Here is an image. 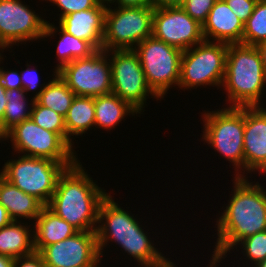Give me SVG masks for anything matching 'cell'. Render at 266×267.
<instances>
[{
	"label": "cell",
	"instance_id": "obj_1",
	"mask_svg": "<svg viewBox=\"0 0 266 267\" xmlns=\"http://www.w3.org/2000/svg\"><path fill=\"white\" fill-rule=\"evenodd\" d=\"M246 178L234 177V192L216 223L218 238L210 267H217L241 240L266 230L265 187Z\"/></svg>",
	"mask_w": 266,
	"mask_h": 267
},
{
	"label": "cell",
	"instance_id": "obj_2",
	"mask_svg": "<svg viewBox=\"0 0 266 267\" xmlns=\"http://www.w3.org/2000/svg\"><path fill=\"white\" fill-rule=\"evenodd\" d=\"M84 170L78 161L66 168L46 206L77 231H96L99 207L108 193Z\"/></svg>",
	"mask_w": 266,
	"mask_h": 267
},
{
	"label": "cell",
	"instance_id": "obj_3",
	"mask_svg": "<svg viewBox=\"0 0 266 267\" xmlns=\"http://www.w3.org/2000/svg\"><path fill=\"white\" fill-rule=\"evenodd\" d=\"M133 217L119 207L110 194L102 200L96 230L100 256H103L102 250L107 242L114 240L113 242L119 244V247L140 263V267H175L176 264L166 259L153 246L147 232L143 231V227Z\"/></svg>",
	"mask_w": 266,
	"mask_h": 267
},
{
	"label": "cell",
	"instance_id": "obj_4",
	"mask_svg": "<svg viewBox=\"0 0 266 267\" xmlns=\"http://www.w3.org/2000/svg\"><path fill=\"white\" fill-rule=\"evenodd\" d=\"M266 85V73L256 46L228 44L226 71L222 86L230 107L261 106L260 98ZM264 87V88H263Z\"/></svg>",
	"mask_w": 266,
	"mask_h": 267
},
{
	"label": "cell",
	"instance_id": "obj_5",
	"mask_svg": "<svg viewBox=\"0 0 266 267\" xmlns=\"http://www.w3.org/2000/svg\"><path fill=\"white\" fill-rule=\"evenodd\" d=\"M202 116L203 141L235 166L238 171L235 177H245L241 174L244 171V107L205 111Z\"/></svg>",
	"mask_w": 266,
	"mask_h": 267
},
{
	"label": "cell",
	"instance_id": "obj_6",
	"mask_svg": "<svg viewBox=\"0 0 266 267\" xmlns=\"http://www.w3.org/2000/svg\"><path fill=\"white\" fill-rule=\"evenodd\" d=\"M20 157L7 161L0 175L24 193L36 197L44 205H47L53 196L59 176L66 168L75 164L23 155Z\"/></svg>",
	"mask_w": 266,
	"mask_h": 267
},
{
	"label": "cell",
	"instance_id": "obj_7",
	"mask_svg": "<svg viewBox=\"0 0 266 267\" xmlns=\"http://www.w3.org/2000/svg\"><path fill=\"white\" fill-rule=\"evenodd\" d=\"M194 47L182 53L178 86L181 89L201 85L222 86L228 44L204 40Z\"/></svg>",
	"mask_w": 266,
	"mask_h": 267
},
{
	"label": "cell",
	"instance_id": "obj_8",
	"mask_svg": "<svg viewBox=\"0 0 266 267\" xmlns=\"http://www.w3.org/2000/svg\"><path fill=\"white\" fill-rule=\"evenodd\" d=\"M154 10L150 5L115 9L107 7L102 49L105 51L134 49L152 35Z\"/></svg>",
	"mask_w": 266,
	"mask_h": 267
},
{
	"label": "cell",
	"instance_id": "obj_9",
	"mask_svg": "<svg viewBox=\"0 0 266 267\" xmlns=\"http://www.w3.org/2000/svg\"><path fill=\"white\" fill-rule=\"evenodd\" d=\"M133 50L139 57L149 87L160 99L164 97L170 86H178L182 50L152 35Z\"/></svg>",
	"mask_w": 266,
	"mask_h": 267
},
{
	"label": "cell",
	"instance_id": "obj_10",
	"mask_svg": "<svg viewBox=\"0 0 266 267\" xmlns=\"http://www.w3.org/2000/svg\"><path fill=\"white\" fill-rule=\"evenodd\" d=\"M23 156L46 158L60 163H76L72 147L58 134L38 126L31 118L12 128L4 137ZM75 154V155H74Z\"/></svg>",
	"mask_w": 266,
	"mask_h": 267
},
{
	"label": "cell",
	"instance_id": "obj_11",
	"mask_svg": "<svg viewBox=\"0 0 266 267\" xmlns=\"http://www.w3.org/2000/svg\"><path fill=\"white\" fill-rule=\"evenodd\" d=\"M110 55V51L97 50L89 57L77 58L64 65L56 73L76 96L107 95L112 93L110 58L108 57Z\"/></svg>",
	"mask_w": 266,
	"mask_h": 267
},
{
	"label": "cell",
	"instance_id": "obj_12",
	"mask_svg": "<svg viewBox=\"0 0 266 267\" xmlns=\"http://www.w3.org/2000/svg\"><path fill=\"white\" fill-rule=\"evenodd\" d=\"M56 27L21 0H0V47L2 49L20 42L49 37L56 33Z\"/></svg>",
	"mask_w": 266,
	"mask_h": 267
},
{
	"label": "cell",
	"instance_id": "obj_13",
	"mask_svg": "<svg viewBox=\"0 0 266 267\" xmlns=\"http://www.w3.org/2000/svg\"><path fill=\"white\" fill-rule=\"evenodd\" d=\"M112 93L129 103L139 114L146 97H159L149 87L139 57L133 49L110 50Z\"/></svg>",
	"mask_w": 266,
	"mask_h": 267
},
{
	"label": "cell",
	"instance_id": "obj_14",
	"mask_svg": "<svg viewBox=\"0 0 266 267\" xmlns=\"http://www.w3.org/2000/svg\"><path fill=\"white\" fill-rule=\"evenodd\" d=\"M152 36L182 51L205 40L202 25L181 7L155 9Z\"/></svg>",
	"mask_w": 266,
	"mask_h": 267
},
{
	"label": "cell",
	"instance_id": "obj_15",
	"mask_svg": "<svg viewBox=\"0 0 266 267\" xmlns=\"http://www.w3.org/2000/svg\"><path fill=\"white\" fill-rule=\"evenodd\" d=\"M39 253L47 267H97L102 259L96 231H78L65 240L45 246Z\"/></svg>",
	"mask_w": 266,
	"mask_h": 267
},
{
	"label": "cell",
	"instance_id": "obj_16",
	"mask_svg": "<svg viewBox=\"0 0 266 267\" xmlns=\"http://www.w3.org/2000/svg\"><path fill=\"white\" fill-rule=\"evenodd\" d=\"M244 172L266 173V108L244 107Z\"/></svg>",
	"mask_w": 266,
	"mask_h": 267
},
{
	"label": "cell",
	"instance_id": "obj_17",
	"mask_svg": "<svg viewBox=\"0 0 266 267\" xmlns=\"http://www.w3.org/2000/svg\"><path fill=\"white\" fill-rule=\"evenodd\" d=\"M106 4L100 1L91 9L70 13L59 20V26L67 33L89 42L96 50H101Z\"/></svg>",
	"mask_w": 266,
	"mask_h": 267
},
{
	"label": "cell",
	"instance_id": "obj_18",
	"mask_svg": "<svg viewBox=\"0 0 266 267\" xmlns=\"http://www.w3.org/2000/svg\"><path fill=\"white\" fill-rule=\"evenodd\" d=\"M202 31L207 41L212 39L226 44L242 43L244 23L224 0H217L202 25Z\"/></svg>",
	"mask_w": 266,
	"mask_h": 267
},
{
	"label": "cell",
	"instance_id": "obj_19",
	"mask_svg": "<svg viewBox=\"0 0 266 267\" xmlns=\"http://www.w3.org/2000/svg\"><path fill=\"white\" fill-rule=\"evenodd\" d=\"M34 221H36L34 223V248L36 252H40L45 246L65 240L78 232L46 205Z\"/></svg>",
	"mask_w": 266,
	"mask_h": 267
},
{
	"label": "cell",
	"instance_id": "obj_20",
	"mask_svg": "<svg viewBox=\"0 0 266 267\" xmlns=\"http://www.w3.org/2000/svg\"><path fill=\"white\" fill-rule=\"evenodd\" d=\"M0 204L6 208L9 217L14 221L21 217L28 220L36 219L45 206L36 197L24 193L1 175Z\"/></svg>",
	"mask_w": 266,
	"mask_h": 267
},
{
	"label": "cell",
	"instance_id": "obj_21",
	"mask_svg": "<svg viewBox=\"0 0 266 267\" xmlns=\"http://www.w3.org/2000/svg\"><path fill=\"white\" fill-rule=\"evenodd\" d=\"M26 225H22L18 220H12L0 228V255L15 259L35 252L34 231L29 230Z\"/></svg>",
	"mask_w": 266,
	"mask_h": 267
},
{
	"label": "cell",
	"instance_id": "obj_22",
	"mask_svg": "<svg viewBox=\"0 0 266 267\" xmlns=\"http://www.w3.org/2000/svg\"><path fill=\"white\" fill-rule=\"evenodd\" d=\"M95 128L113 129L126 115L139 112L114 93L94 97Z\"/></svg>",
	"mask_w": 266,
	"mask_h": 267
},
{
	"label": "cell",
	"instance_id": "obj_23",
	"mask_svg": "<svg viewBox=\"0 0 266 267\" xmlns=\"http://www.w3.org/2000/svg\"><path fill=\"white\" fill-rule=\"evenodd\" d=\"M92 126H95L94 97L75 96L65 116L67 143L73 147L71 136H82Z\"/></svg>",
	"mask_w": 266,
	"mask_h": 267
},
{
	"label": "cell",
	"instance_id": "obj_24",
	"mask_svg": "<svg viewBox=\"0 0 266 267\" xmlns=\"http://www.w3.org/2000/svg\"><path fill=\"white\" fill-rule=\"evenodd\" d=\"M49 83L43 84L34 95V100L43 107L50 108L56 113L66 116L71 103L76 96L67 84L55 73Z\"/></svg>",
	"mask_w": 266,
	"mask_h": 267
},
{
	"label": "cell",
	"instance_id": "obj_25",
	"mask_svg": "<svg viewBox=\"0 0 266 267\" xmlns=\"http://www.w3.org/2000/svg\"><path fill=\"white\" fill-rule=\"evenodd\" d=\"M25 94L24 89H12L7 91L5 113L0 123V140L3 141V137L16 125L24 120L30 119L32 112L31 105H33L34 98L30 101L32 104H26L28 102H26Z\"/></svg>",
	"mask_w": 266,
	"mask_h": 267
},
{
	"label": "cell",
	"instance_id": "obj_26",
	"mask_svg": "<svg viewBox=\"0 0 266 267\" xmlns=\"http://www.w3.org/2000/svg\"><path fill=\"white\" fill-rule=\"evenodd\" d=\"M59 34L60 40L56 50L59 64L54 73L73 60L89 57L97 51L89 42L67 33L61 27Z\"/></svg>",
	"mask_w": 266,
	"mask_h": 267
},
{
	"label": "cell",
	"instance_id": "obj_27",
	"mask_svg": "<svg viewBox=\"0 0 266 267\" xmlns=\"http://www.w3.org/2000/svg\"><path fill=\"white\" fill-rule=\"evenodd\" d=\"M266 41V2L257 1L254 11L244 23L242 43L257 46Z\"/></svg>",
	"mask_w": 266,
	"mask_h": 267
},
{
	"label": "cell",
	"instance_id": "obj_28",
	"mask_svg": "<svg viewBox=\"0 0 266 267\" xmlns=\"http://www.w3.org/2000/svg\"><path fill=\"white\" fill-rule=\"evenodd\" d=\"M30 118L40 127L58 133L67 142L65 117L50 108L39 105L35 100Z\"/></svg>",
	"mask_w": 266,
	"mask_h": 267
},
{
	"label": "cell",
	"instance_id": "obj_29",
	"mask_svg": "<svg viewBox=\"0 0 266 267\" xmlns=\"http://www.w3.org/2000/svg\"><path fill=\"white\" fill-rule=\"evenodd\" d=\"M243 245V249L248 260L254 265L266 259V230L258 232L241 240L238 245Z\"/></svg>",
	"mask_w": 266,
	"mask_h": 267
},
{
	"label": "cell",
	"instance_id": "obj_30",
	"mask_svg": "<svg viewBox=\"0 0 266 267\" xmlns=\"http://www.w3.org/2000/svg\"><path fill=\"white\" fill-rule=\"evenodd\" d=\"M216 1L217 0H184L181 8L194 20L203 25Z\"/></svg>",
	"mask_w": 266,
	"mask_h": 267
},
{
	"label": "cell",
	"instance_id": "obj_31",
	"mask_svg": "<svg viewBox=\"0 0 266 267\" xmlns=\"http://www.w3.org/2000/svg\"><path fill=\"white\" fill-rule=\"evenodd\" d=\"M48 1L57 5L59 8L63 10L59 20L62 19L64 16L69 15L70 13L91 9L100 2V0H48Z\"/></svg>",
	"mask_w": 266,
	"mask_h": 267
},
{
	"label": "cell",
	"instance_id": "obj_32",
	"mask_svg": "<svg viewBox=\"0 0 266 267\" xmlns=\"http://www.w3.org/2000/svg\"><path fill=\"white\" fill-rule=\"evenodd\" d=\"M232 12L245 23L254 11L257 0H224Z\"/></svg>",
	"mask_w": 266,
	"mask_h": 267
},
{
	"label": "cell",
	"instance_id": "obj_33",
	"mask_svg": "<svg viewBox=\"0 0 266 267\" xmlns=\"http://www.w3.org/2000/svg\"><path fill=\"white\" fill-rule=\"evenodd\" d=\"M3 59L2 55H0V62ZM1 64V63H0ZM0 67V82L2 86L8 91L12 89H23L21 74L19 71H6L4 68Z\"/></svg>",
	"mask_w": 266,
	"mask_h": 267
},
{
	"label": "cell",
	"instance_id": "obj_34",
	"mask_svg": "<svg viewBox=\"0 0 266 267\" xmlns=\"http://www.w3.org/2000/svg\"><path fill=\"white\" fill-rule=\"evenodd\" d=\"M29 66L30 65L27 63V69L20 73L23 89L25 90L26 94L31 90L36 91V89L40 87L39 75L36 71L37 69H31Z\"/></svg>",
	"mask_w": 266,
	"mask_h": 267
},
{
	"label": "cell",
	"instance_id": "obj_35",
	"mask_svg": "<svg viewBox=\"0 0 266 267\" xmlns=\"http://www.w3.org/2000/svg\"><path fill=\"white\" fill-rule=\"evenodd\" d=\"M13 267H47L39 252L15 258Z\"/></svg>",
	"mask_w": 266,
	"mask_h": 267
},
{
	"label": "cell",
	"instance_id": "obj_36",
	"mask_svg": "<svg viewBox=\"0 0 266 267\" xmlns=\"http://www.w3.org/2000/svg\"><path fill=\"white\" fill-rule=\"evenodd\" d=\"M184 0H150V6L154 9L165 7H181Z\"/></svg>",
	"mask_w": 266,
	"mask_h": 267
},
{
	"label": "cell",
	"instance_id": "obj_37",
	"mask_svg": "<svg viewBox=\"0 0 266 267\" xmlns=\"http://www.w3.org/2000/svg\"><path fill=\"white\" fill-rule=\"evenodd\" d=\"M118 3V7H140L150 5V0H112L110 3Z\"/></svg>",
	"mask_w": 266,
	"mask_h": 267
},
{
	"label": "cell",
	"instance_id": "obj_38",
	"mask_svg": "<svg viewBox=\"0 0 266 267\" xmlns=\"http://www.w3.org/2000/svg\"><path fill=\"white\" fill-rule=\"evenodd\" d=\"M6 96H7V90L2 86L0 82V123L3 120V116L5 113V107L7 103Z\"/></svg>",
	"mask_w": 266,
	"mask_h": 267
},
{
	"label": "cell",
	"instance_id": "obj_39",
	"mask_svg": "<svg viewBox=\"0 0 266 267\" xmlns=\"http://www.w3.org/2000/svg\"><path fill=\"white\" fill-rule=\"evenodd\" d=\"M12 219L9 217V214L6 208L0 204V228L8 225Z\"/></svg>",
	"mask_w": 266,
	"mask_h": 267
},
{
	"label": "cell",
	"instance_id": "obj_40",
	"mask_svg": "<svg viewBox=\"0 0 266 267\" xmlns=\"http://www.w3.org/2000/svg\"><path fill=\"white\" fill-rule=\"evenodd\" d=\"M256 47L261 54L263 66H264L265 73H266V41L258 44Z\"/></svg>",
	"mask_w": 266,
	"mask_h": 267
},
{
	"label": "cell",
	"instance_id": "obj_41",
	"mask_svg": "<svg viewBox=\"0 0 266 267\" xmlns=\"http://www.w3.org/2000/svg\"><path fill=\"white\" fill-rule=\"evenodd\" d=\"M14 260L9 256L0 255V267H13Z\"/></svg>",
	"mask_w": 266,
	"mask_h": 267
},
{
	"label": "cell",
	"instance_id": "obj_42",
	"mask_svg": "<svg viewBox=\"0 0 266 267\" xmlns=\"http://www.w3.org/2000/svg\"><path fill=\"white\" fill-rule=\"evenodd\" d=\"M254 267H266V259H264L263 261L259 262Z\"/></svg>",
	"mask_w": 266,
	"mask_h": 267
},
{
	"label": "cell",
	"instance_id": "obj_43",
	"mask_svg": "<svg viewBox=\"0 0 266 267\" xmlns=\"http://www.w3.org/2000/svg\"><path fill=\"white\" fill-rule=\"evenodd\" d=\"M101 2H104V3H110L112 0H100Z\"/></svg>",
	"mask_w": 266,
	"mask_h": 267
}]
</instances>
